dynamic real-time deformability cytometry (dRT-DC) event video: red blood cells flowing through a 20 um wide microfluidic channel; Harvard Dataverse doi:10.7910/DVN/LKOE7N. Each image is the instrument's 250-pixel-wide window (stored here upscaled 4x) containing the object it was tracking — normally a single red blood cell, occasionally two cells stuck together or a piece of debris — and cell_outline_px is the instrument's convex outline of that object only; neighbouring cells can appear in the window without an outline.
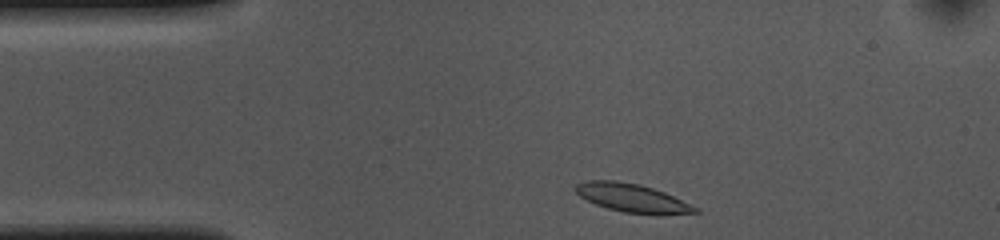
{"species": "common noctule bat (a hibernating species)", "species_latin": "Nyctalus noctula", "temperature_condition": "cold", "stored_images_in_passage": 35, "camera_frame_rate_fps": 3000, "um_per_image_px": 0.085, "animal": {"sex": "female", "body_mass_g": 10.0, "forearm_length_mm": 53.1}, "frame": {"image": 1, "passage_image": 1, "time_ms": 0.0, "image_size_px": [1000, 240], "cell_outline_px": [[700, 212], [624, 212], [608, 208], [596, 204], [580, 196], [576, 192], [576, 184], [588, 180], [616, 180], [640, 184], [664, 192], [700, 208]], "centroid_in_image_um": [53.67, 16.77], "position_along_channel_um": 31.3, "area_um2": 18.9}}
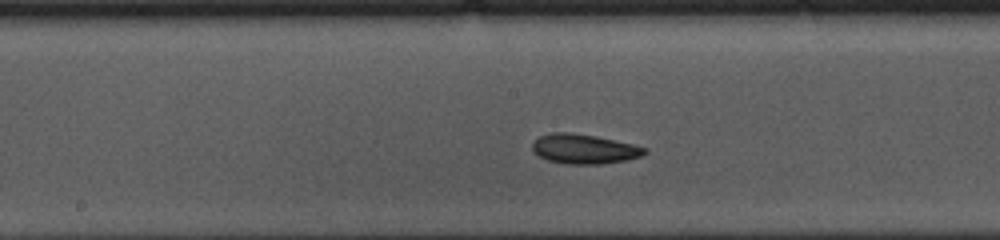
{"frame": {"image": 2, "passage_image": 18, "time_ms": 5.667, "image_size_px": [1000, 240], "cell_outline_px": [[648, 152], [644, 156], [628, 160], [600, 164], [564, 164], [548, 160], [532, 152], [532, 144], [540, 136], [552, 132], [568, 132], [596, 136], [632, 144], [648, 148]], "centroid_in_image_um": [49.68, 12.67], "position_along_channel_um": 198.5, "area_um2": 19.54}}
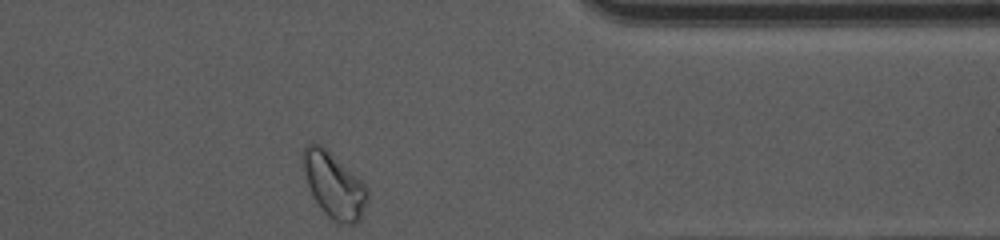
{"frame": {"image": 3, "passage_image": 35, "time_ms": 11.333, "image_size_px": [1000, 240], "cell_outline_px": [[368, 196], [360, 220], [356, 224], [336, 224], [320, 208], [312, 196], [300, 164], [300, 156], [304, 148], [308, 144], [320, 144], [360, 180], [368, 188]], "centroid_in_image_um": [28.34, 15.77], "position_along_channel_um": 383.1, "area_um2": 24.51}, "authors_computed_cell_mechanics": {"area_um2": 19.1896, "velocity_mm_per_s": 3.5764, "shape_relaxation_time_tau1_ms": 3.0143, "shape_relaxation_time_tau2_ms": 4.139, "deformation_change_tau1": 0.0908, "deformation_change_tau2": 0.0916}}